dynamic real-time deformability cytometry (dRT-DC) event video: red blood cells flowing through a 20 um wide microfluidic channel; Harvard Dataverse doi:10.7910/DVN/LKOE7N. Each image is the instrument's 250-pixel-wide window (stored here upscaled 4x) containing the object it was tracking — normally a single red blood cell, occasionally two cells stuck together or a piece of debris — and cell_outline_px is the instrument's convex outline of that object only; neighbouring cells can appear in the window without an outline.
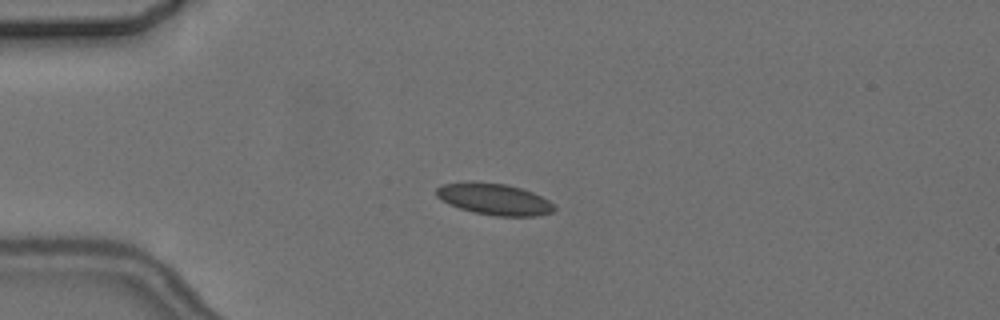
{"species": "common noctule bat (a hibernating species)", "species_latin": "Nyctalus noctula", "temperature_condition": "cold", "stored_images_in_passage": 7, "camera_frame_rate_fps": 3000, "um_per_image_px": 0.085, "animal": {"sex": "female", "body_mass_g": 24.6, "forearm_length_mm": 56.2}, "frame": {"image": 1, "passage_image": 5, "time_ms": 4.667, "image_size_px": [1000, 320], "cell_outline_px": [[556, 208], [552, 212], [536, 216], [496, 216], [472, 212], [448, 204], [440, 200], [436, 196], [436, 188], [440, 184], [468, 180], [504, 184], [520, 188], [532, 192], [548, 200]], "centroid_in_image_um": [41.93, 16.91], "position_along_channel_um": 43.1, "area_um2": 21.85}}